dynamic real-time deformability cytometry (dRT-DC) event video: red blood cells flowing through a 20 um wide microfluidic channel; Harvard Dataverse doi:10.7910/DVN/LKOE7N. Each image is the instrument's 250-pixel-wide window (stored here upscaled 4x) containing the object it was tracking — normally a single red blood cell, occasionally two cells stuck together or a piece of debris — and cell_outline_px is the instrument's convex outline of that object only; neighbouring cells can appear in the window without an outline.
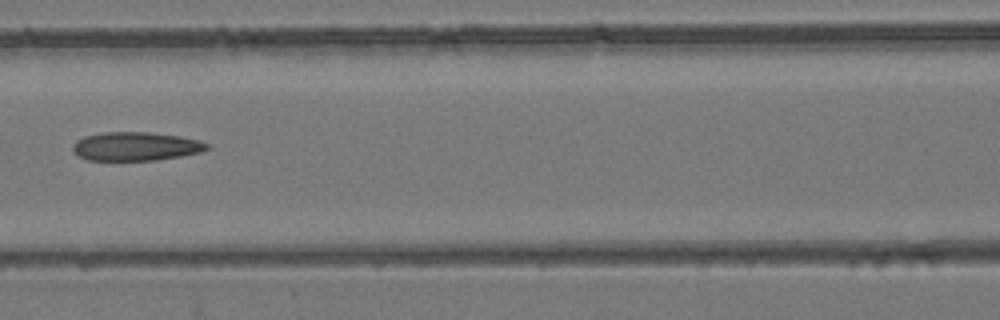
{"species": "common noctule bat (a hibernating species)", "species_latin": "Nyctalus noctula", "temperature_condition": "room temperature", "stored_images_in_passage": 3, "camera_frame_rate_fps": 3000, "um_per_image_px": 0.085, "animal": {"sex": "female", "body_mass_g": 24.6, "forearm_length_mm": 56.2}, "frame": {"image": 1, "passage_image": 3, "time_ms": 0.667, "image_size_px": [1000, 320], "cell_outline_px": [[212, 148], [200, 152], [180, 156], [156, 160], [88, 160], [76, 156], [72, 152], [72, 144], [76, 140], [84, 136], [104, 132], [148, 132], [180, 136], [200, 140], [208, 144]], "centroid_in_image_um": [11.51, 12.44], "position_along_channel_um": 155.1, "area_um2": 22.66}}